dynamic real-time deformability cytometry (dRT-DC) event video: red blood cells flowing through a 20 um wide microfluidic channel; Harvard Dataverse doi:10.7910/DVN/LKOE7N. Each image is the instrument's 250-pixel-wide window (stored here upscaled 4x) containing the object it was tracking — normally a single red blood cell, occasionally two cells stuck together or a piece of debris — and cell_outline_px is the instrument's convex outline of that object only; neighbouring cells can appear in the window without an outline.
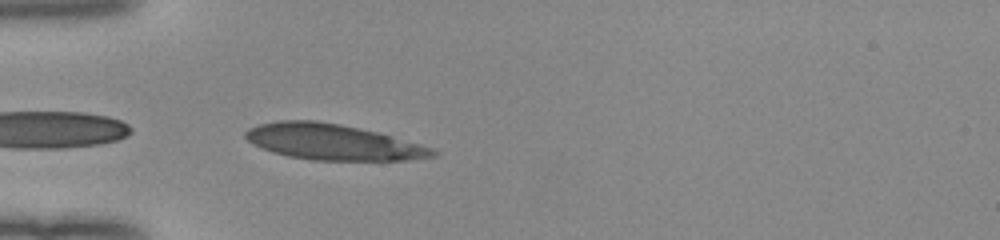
{"species": "human", "species_latin": "Homo sapiens", "temperature_condition": "room temperature", "stored_images_in_passage": 7, "camera_frame_rate_fps": 3000, "um_per_image_px": 0.085, "donor": {"sex": "female"}, "frame": {"image": 1, "passage_image": 1, "time_ms": 0.0, "image_size_px": [1000, 240], "cell_outline_px": [[440, 152], [436, 156], [408, 160], [312, 160], [288, 156], [272, 152], [248, 140], [244, 136], [244, 132], [248, 128], [260, 124], [276, 120], [316, 120], [340, 124], [376, 132], [436, 148]], "centroid_in_image_um": [28.32, 12.07], "position_along_channel_um": 56.7, "area_um2": 38.96}}
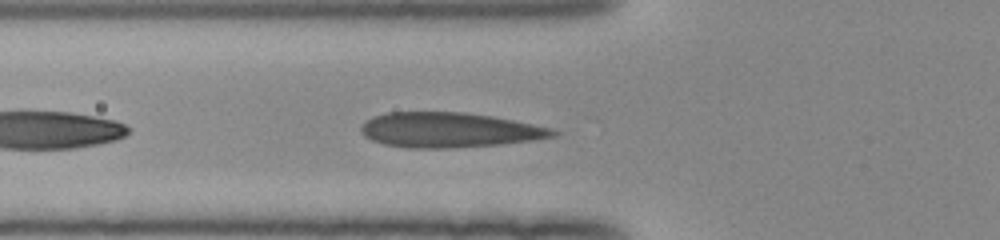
{"frame": {"image": 2, "passage_image": 4, "time_ms": 1.0, "image_size_px": [1000, 240], "cell_outline_px": [[560, 132], [556, 136], [532, 140], [500, 144], [448, 148], [408, 148], [384, 144], [372, 140], [364, 136], [360, 132], [360, 128], [372, 116], [388, 112], [464, 112], [492, 116], [552, 128]], "centroid_in_image_um": [38.17, 11.05], "position_along_channel_um": 87.6, "area_um2": 39.02}}